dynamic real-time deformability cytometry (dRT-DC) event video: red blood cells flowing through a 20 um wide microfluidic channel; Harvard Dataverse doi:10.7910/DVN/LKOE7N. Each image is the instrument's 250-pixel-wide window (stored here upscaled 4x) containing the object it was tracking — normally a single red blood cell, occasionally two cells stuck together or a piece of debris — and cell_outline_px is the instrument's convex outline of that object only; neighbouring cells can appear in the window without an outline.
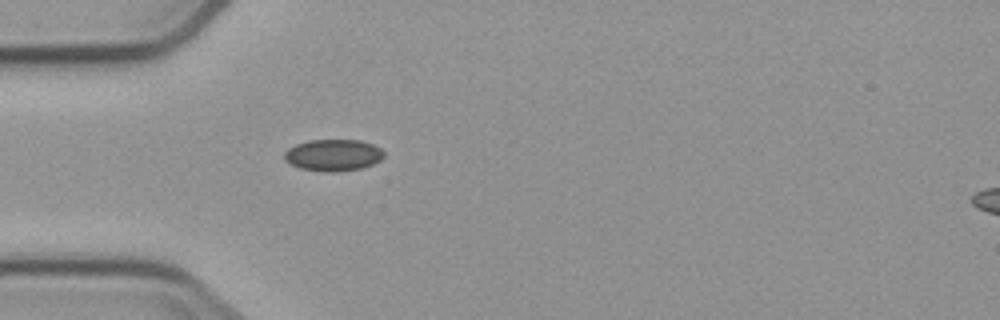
{"species": "common noctule bat (a hibernating species)", "species_latin": "Nyctalus noctula", "temperature_condition": "cold", "stored_images_in_passage": 1, "camera_frame_rate_fps": 3000, "um_per_image_px": 0.085, "animal": {"sex": "male", "body_mass_g": 23.1, "forearm_length_mm": 52.7}, "frame": {"image": 1, "passage_image": 1, "time_ms": 0.0, "image_size_px": [1000, 320], "cell_outline_px": [[384, 156], [380, 160], [372, 164], [360, 168], [336, 172], [324, 172], [300, 168], [284, 160], [284, 152], [288, 148], [296, 144], [308, 140], [360, 140], [372, 144], [380, 148], [384, 152]], "centroid_in_image_um": [28.31, 13.18], "position_along_channel_um": 56.7, "area_um2": 18.38}}